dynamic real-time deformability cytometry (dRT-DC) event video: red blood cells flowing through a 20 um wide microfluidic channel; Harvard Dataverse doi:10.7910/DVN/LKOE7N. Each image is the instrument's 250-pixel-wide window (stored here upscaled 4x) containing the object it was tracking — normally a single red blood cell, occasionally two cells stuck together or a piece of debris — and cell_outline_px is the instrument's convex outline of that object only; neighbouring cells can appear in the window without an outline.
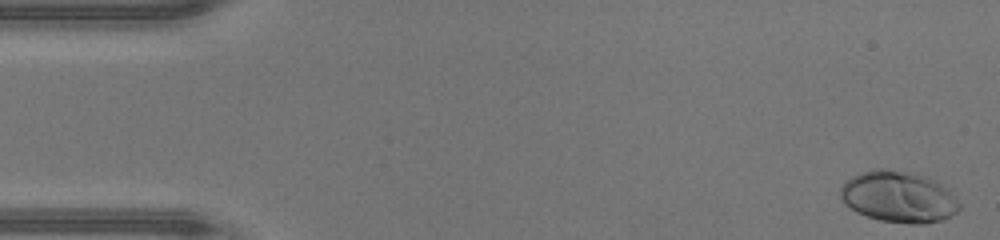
{"species": "human", "species_latin": "Homo sapiens", "temperature_condition": "warm", "stored_images_in_passage": 47, "camera_frame_rate_fps": 3000, "um_per_image_px": 0.085, "donor": {"sex": "male"}, "frame": {"image": 1, "passage_image": 1, "time_ms": 0.0, "image_size_px": [1000, 240], "cell_outline_px": [[960, 208], [952, 216], [940, 220], [924, 224], [912, 224], [880, 220], [856, 212], [844, 204], [840, 196], [840, 188], [852, 176], [876, 168], [884, 168], [912, 172], [936, 180], [960, 204]], "centroid_in_image_um": [76.35, 16.73], "position_along_channel_um": 8.6, "area_um2": 35.32}}
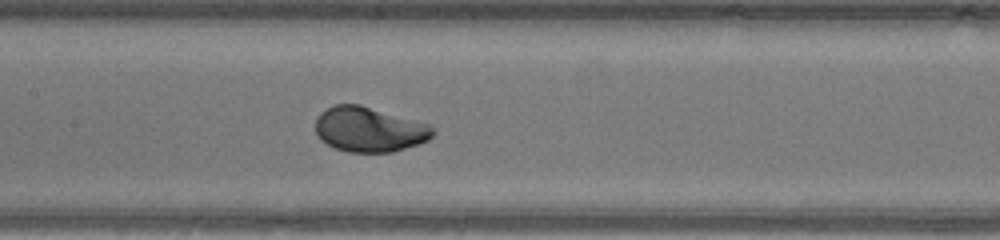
{"frame": {"image": 2, "passage_image": 22, "time_ms": 7.0, "image_size_px": [1000, 240], "cell_outline_px": [[436, 132], [428, 140], [392, 152], [348, 152], [336, 148], [320, 140], [316, 132], [316, 116], [320, 112], [332, 104], [360, 104], [432, 124]], "centroid_in_image_um": [31.39, 10.98], "position_along_channel_um": 176.0, "area_um2": 31.04}}
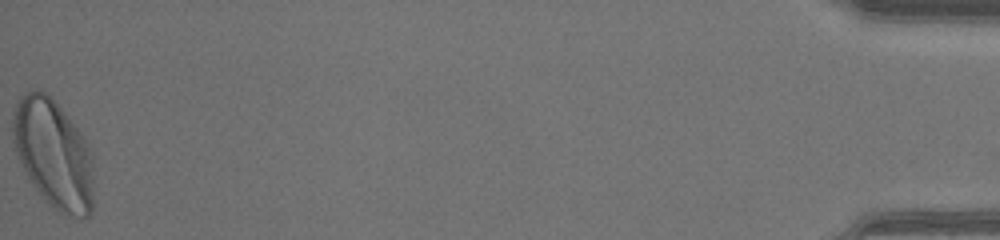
{"frame": {"image": 3, "passage_image": 47, "time_ms": 15.333, "image_size_px": [1000, 240], "cell_outline_px": [[92, 212], [88, 216], [64, 216], [48, 204], [32, 184], [16, 152], [12, 140], [12, 116], [16, 100], [20, 96], [36, 88], [48, 92], [84, 136], [92, 152]], "centroid_in_image_um": [4.53, 13.04], "position_along_channel_um": 430.7, "area_um2": 51.62}, "authors_computed_cell_mechanics": {"area_um2": 31.0386, "velocity_mm_per_s": 4.3864, "shape_relaxation_time_tau1_ms": 1.8949, "shape_relaxation_time_tau2_ms": null, "deformation_change_tau1": 0.1672, "deformation_change_tau2": null}}